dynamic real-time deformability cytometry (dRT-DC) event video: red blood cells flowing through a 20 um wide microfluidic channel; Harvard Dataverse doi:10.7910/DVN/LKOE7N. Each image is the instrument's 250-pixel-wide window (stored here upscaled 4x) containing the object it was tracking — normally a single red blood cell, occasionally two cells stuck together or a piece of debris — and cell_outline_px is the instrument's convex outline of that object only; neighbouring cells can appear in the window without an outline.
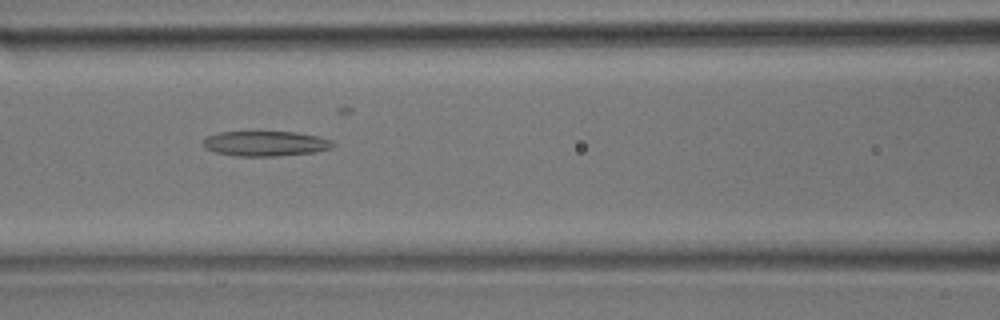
{"species": "common noctule bat (a hibernating species)", "species_latin": "Nyctalus noctula", "temperature_condition": "room temperature", "stored_images_in_passage": 25, "camera_frame_rate_fps": 3000, "um_per_image_px": 0.085, "animal": {"sex": "male", "body_mass_g": 17.9}, "frame": {"image": 1, "passage_image": 7, "time_ms": 2.0, "image_size_px": [1000, 320], "cell_outline_px": [[336, 144], [332, 148], [316, 152], [276, 156], [236, 156], [216, 152], [204, 148], [204, 140], [208, 136], [220, 132], [296, 132], [320, 136], [332, 140]], "centroid_in_image_um": [22.63, 12.2], "position_along_channel_um": 144.0, "area_um2": 19.02}}
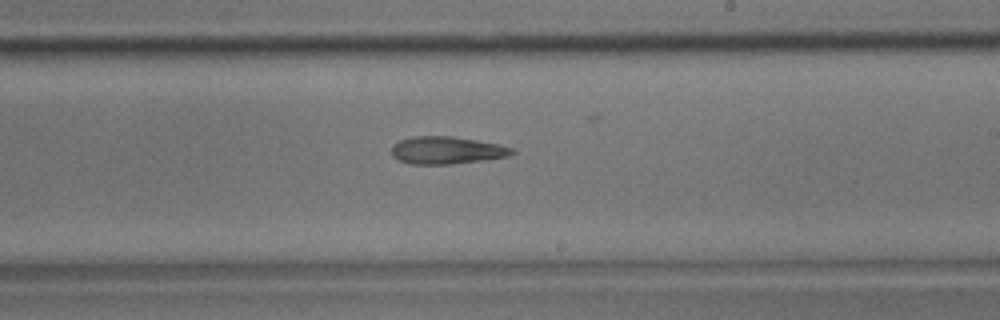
{"frame": {"image": 2, "passage_image": 13, "time_ms": 4.0, "image_size_px": [1000, 320], "cell_outline_px": [[516, 152], [508, 156], [484, 160], [452, 164], [412, 164], [396, 160], [392, 156], [392, 144], [400, 140], [412, 136], [452, 136], [500, 144], [512, 148]], "centroid_in_image_um": [37.94, 12.77], "position_along_channel_um": 251.1, "area_um2": 19.42}}
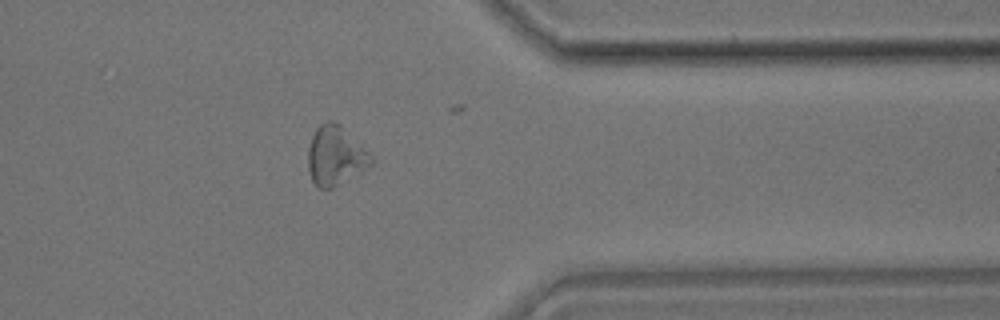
{"frame": {"image": 3, "passage_image": 21, "time_ms": 6.667, "image_size_px": [1000, 320], "cell_outline_px": [[376, 160], [372, 164], [332, 188], [320, 188], [312, 180], [308, 168], [308, 148], [312, 136], [316, 128], [320, 124], [328, 120], [332, 120], [340, 124]], "centroid_in_image_um": [28.5, 13.21], "position_along_channel_um": 382.9, "area_um2": 21.44}}